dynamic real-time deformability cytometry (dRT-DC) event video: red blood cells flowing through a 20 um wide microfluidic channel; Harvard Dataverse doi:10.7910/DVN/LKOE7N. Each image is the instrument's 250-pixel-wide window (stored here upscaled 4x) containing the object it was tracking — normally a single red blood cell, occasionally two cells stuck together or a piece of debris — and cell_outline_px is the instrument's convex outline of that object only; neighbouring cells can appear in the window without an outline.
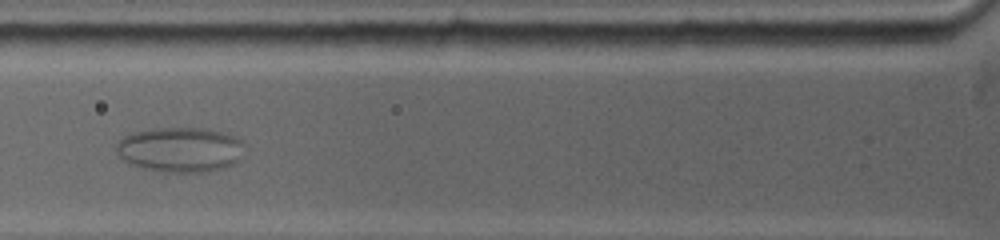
{"species": "common noctule bat (a hibernating species)", "species_latin": "Nyctalus noctula", "temperature_condition": "warm", "stored_images_in_passage": 31, "camera_frame_rate_fps": 5000, "um_per_image_px": 0.085, "animal": {"sex": "female", "body_mass_g": 19.0, "forearm_length_mm": 53.3}, "frame": {"image": 1, "passage_image": 7, "time_ms": 3.8, "image_size_px": [1000, 240], "cell_outline_px": [[244, 144], [240, 160], [232, 164], [220, 168], [204, 172], [164, 172], [144, 168], [132, 164], [124, 160], [116, 152], [116, 144], [124, 136], [132, 132], [156, 128], [204, 128], [220, 132], [232, 136], [240, 140]], "centroid_in_image_um": [15.3, 12.71], "position_along_channel_um": 110.5, "area_um2": 33.35}}
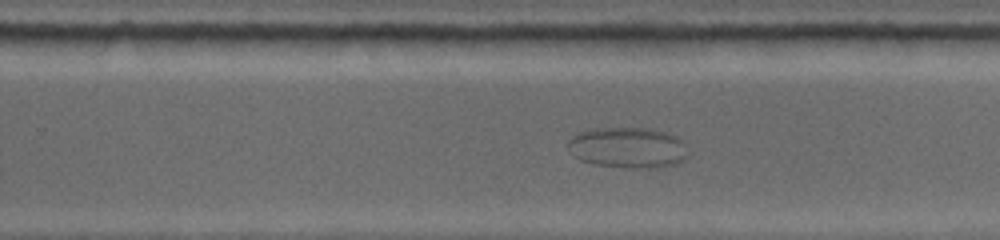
{"frame": {"image": 2, "passage_image": 21, "time_ms": 8.6, "image_size_px": [1000, 240], "cell_outline_px": [[688, 156], [684, 160], [676, 164], [664, 168], [640, 168], [596, 164], [580, 160], [572, 156], [568, 144], [568, 140], [572, 136], [580, 132], [592, 128], [648, 128], [664, 132], [676, 136], [680, 140]], "centroid_in_image_um": [53.35, 12.55], "position_along_channel_um": 276.4, "area_um2": 28.44}}
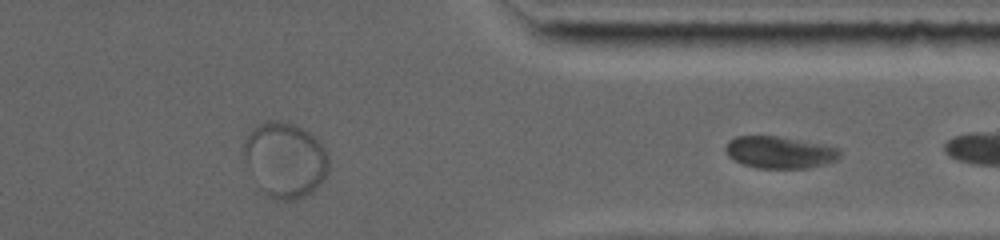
{"frame": {"image": 3, "passage_image": 31, "time_ms": 12.2, "image_size_px": [1000, 240], "cell_outline_px": [[840, 156], [836, 160], [804, 168], [756, 168], [744, 164], [728, 156], [724, 148], [728, 140], [736, 136], [776, 136], [824, 144], [840, 148]], "centroid_in_image_um": [66.24, 12.93], "position_along_channel_um": 345.2, "area_um2": 21.15}}